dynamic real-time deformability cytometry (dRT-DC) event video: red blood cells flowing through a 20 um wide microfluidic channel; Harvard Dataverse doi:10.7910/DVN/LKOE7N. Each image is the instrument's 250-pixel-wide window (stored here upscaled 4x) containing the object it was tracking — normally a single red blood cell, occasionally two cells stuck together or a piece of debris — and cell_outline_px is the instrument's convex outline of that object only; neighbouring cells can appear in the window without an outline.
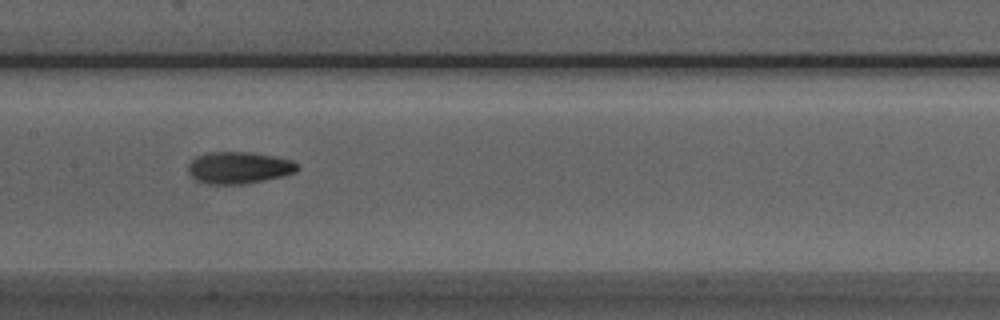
{"species": "Egyptian fruit bat (a non-hibernating species)", "species_latin": "Rousettus aegyptiacus", "temperature_condition": "room temperature", "stored_images_in_passage": 23, "camera_frame_rate_fps": 3000, "um_per_image_px": 0.085, "animal": {"sex": "male"}, "frame": {"image": 1, "passage_image": 10, "time_ms": 3.0, "image_size_px": [1000, 320], "cell_outline_px": [[300, 168], [296, 172], [284, 176], [244, 184], [208, 184], [196, 180], [188, 172], [188, 164], [196, 156], [208, 152], [252, 152], [292, 160], [300, 164]], "centroid_in_image_um": [20.33, 14.25], "position_along_channel_um": 187.1, "area_um2": 20.46}}